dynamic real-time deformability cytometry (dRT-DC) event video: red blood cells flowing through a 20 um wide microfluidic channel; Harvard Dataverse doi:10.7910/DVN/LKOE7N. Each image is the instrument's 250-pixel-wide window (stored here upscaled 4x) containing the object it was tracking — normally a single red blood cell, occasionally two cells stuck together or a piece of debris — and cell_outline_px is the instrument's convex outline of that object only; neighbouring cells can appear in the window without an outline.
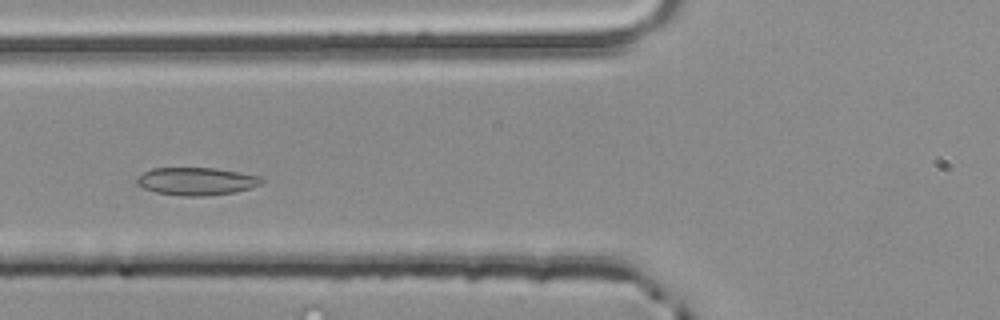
{"species": "common noctule bat (a hibernating species)", "species_latin": "Nyctalus noctula", "temperature_condition": "room temperature", "stored_images_in_passage": 48, "camera_frame_rate_fps": 3000, "um_per_image_px": 0.085, "animal": {"sex": "male", "body_mass_g": 20.4}, "frame": {"image": 1, "passage_image": 15, "time_ms": 4.667, "image_size_px": [1000, 320], "cell_outline_px": [[264, 180], [260, 184], [252, 188], [236, 192], [204, 196], [184, 196], [156, 192], [144, 188], [136, 184], [136, 180], [144, 172], [152, 168], [216, 168], [240, 172], [260, 176]], "centroid_in_image_um": [16.73, 15.41], "position_along_channel_um": 109.1, "area_um2": 20.17}}
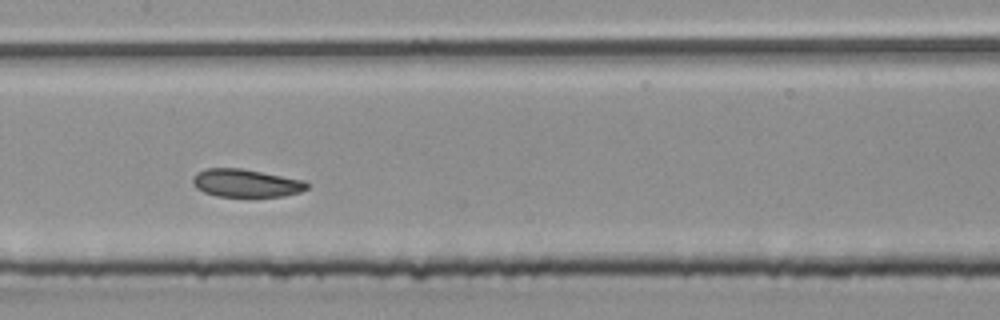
{"frame": {"image": 2, "passage_image": 21, "time_ms": 6.667, "image_size_px": [1000, 320], "cell_outline_px": [[308, 188], [300, 192], [284, 196], [216, 196], [204, 192], [196, 188], [192, 184], [192, 176], [196, 172], [204, 168], [240, 168], [304, 180], [308, 184]], "centroid_in_image_um": [20.86, 15.56], "position_along_channel_um": 186.5, "area_um2": 18.61}}
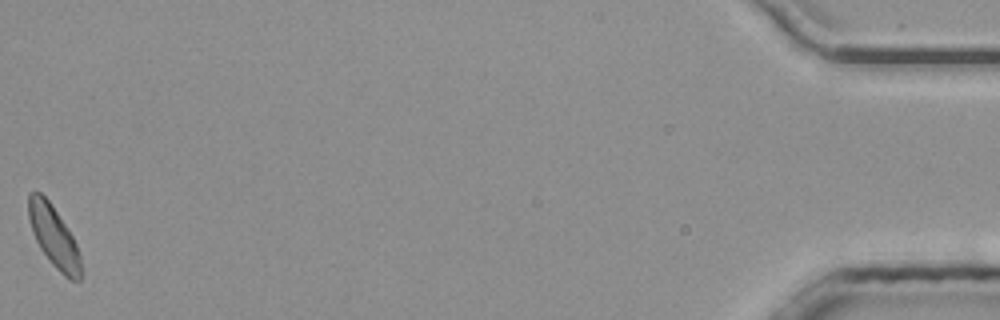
{"frame": {"image": 3, "passage_image": 48, "time_ms": 15.667, "image_size_px": [1000, 320], "cell_outline_px": [[80, 280], [68, 280], [52, 264], [40, 248], [32, 232], [28, 220], [28, 192], [40, 192], [48, 200], [72, 236], [76, 244], [80, 256]], "centroid_in_image_um": [4.54, 20.11], "position_along_channel_um": 430.7, "area_um2": 18.38}, "authors_computed_cell_mechanics": {"area_um2": 19.1318, "velocity_mm_per_s": 3.864, "shape_relaxation_time_tau1_ms": null, "shape_relaxation_time_tau2_ms": 1.805, "deformation_change_tau1": null, "deformation_change_tau2": 0.0689}}